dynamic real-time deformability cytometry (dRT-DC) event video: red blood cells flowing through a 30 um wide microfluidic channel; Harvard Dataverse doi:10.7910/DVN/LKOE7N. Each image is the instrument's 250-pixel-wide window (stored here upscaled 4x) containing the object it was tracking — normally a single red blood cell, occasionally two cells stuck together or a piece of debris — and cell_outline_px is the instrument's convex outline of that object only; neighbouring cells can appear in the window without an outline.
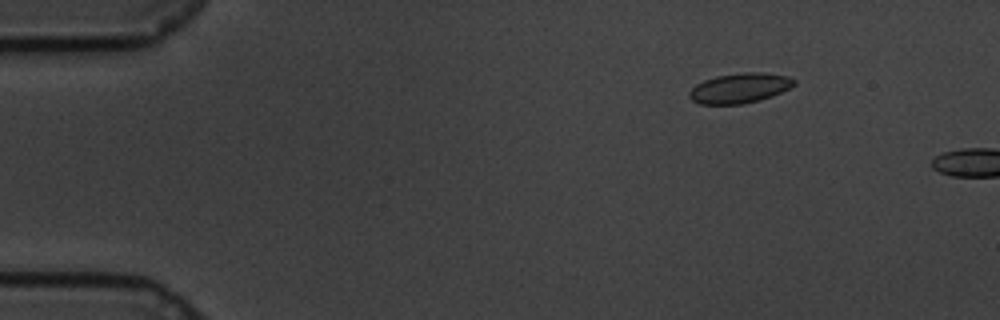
{"species": "common noctule bat (a hibernating species)", "species_latin": "Nyctalus noctula", "temperature_condition": "cold", "stored_images_in_passage": 5, "camera_frame_rate_fps": 3000, "um_per_image_px": 0.085, "animal": {"sex": "male", "body_mass_g": 19.5, "forearm_length_mm": 54.6}, "frame": {"image": 1, "passage_image": 2, "time_ms": 0.333, "image_size_px": [1000, 320], "cell_outline_px": [[796, 84], [772, 96], [744, 104], [700, 104], [692, 100], [688, 96], [688, 92], [696, 84], [704, 80], [716, 76], [744, 72], [764, 72], [788, 76], [796, 80]], "centroid_in_image_um": [62.86, 7.48], "position_along_channel_um": 22.1, "area_um2": 18.32}}